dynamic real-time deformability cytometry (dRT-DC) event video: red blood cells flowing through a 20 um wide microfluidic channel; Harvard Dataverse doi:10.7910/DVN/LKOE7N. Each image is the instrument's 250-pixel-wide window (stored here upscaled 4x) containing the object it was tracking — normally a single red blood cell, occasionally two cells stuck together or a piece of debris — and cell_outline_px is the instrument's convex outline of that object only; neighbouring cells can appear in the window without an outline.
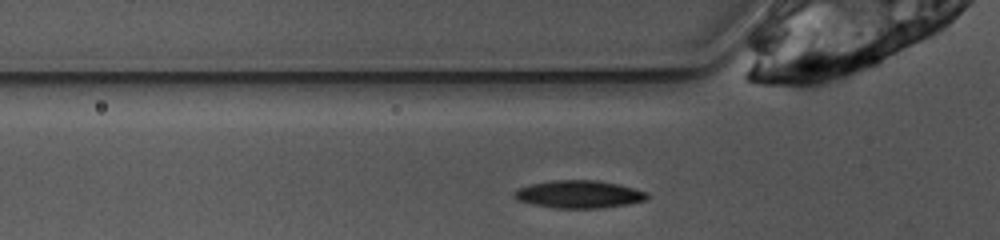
{"species": "common noctule bat (a hibernating species)", "species_latin": "Nyctalus noctula", "temperature_condition": "warm", "stored_images_in_passage": 24, "camera_frame_rate_fps": 3000, "um_per_image_px": 0.085, "animal": {"sex": "female", "body_mass_g": 10.0, "forearm_length_mm": 53.1}, "frame": {"image": 1, "passage_image": 2, "time_ms": 0.333, "image_size_px": [1000, 240], "cell_outline_px": [[648, 200], [628, 204], [604, 208], [552, 208], [532, 204], [520, 200], [512, 196], [512, 192], [516, 188], [532, 184], [552, 180], [596, 180], [616, 184], [648, 192]], "centroid_in_image_um": [49.19, 16.52], "position_along_channel_um": 76.6, "area_um2": 21.5}}
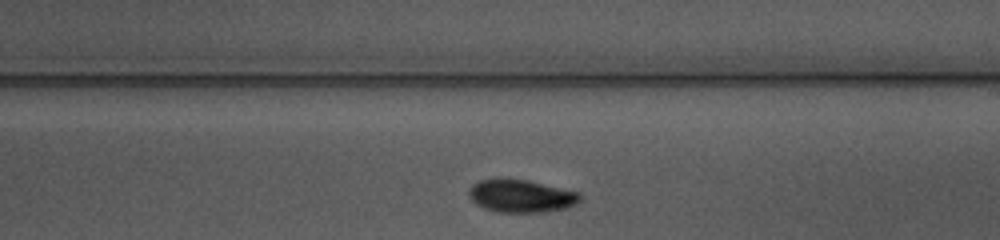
{"frame": {"image": 2, "passage_image": 15, "time_ms": 4.667, "image_size_px": [1000, 240], "cell_outline_px": [[584, 196], [580, 204], [568, 208], [540, 212], [500, 212], [484, 208], [476, 204], [468, 196], [468, 192], [472, 184], [480, 180], [528, 180], [580, 192]], "centroid_in_image_um": [44.38, 16.68], "position_along_channel_um": 244.6, "area_um2": 21.27}}
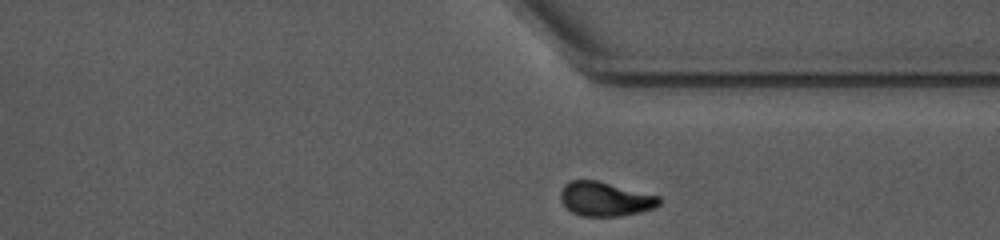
{"frame": {"image": 3, "passage_image": 24, "time_ms": 7.667, "image_size_px": [1000, 240], "cell_outline_px": [[660, 204], [652, 208], [640, 212], [620, 216], [580, 216], [572, 212], [560, 200], [560, 192], [564, 184], [572, 180], [596, 180], [660, 196]], "centroid_in_image_um": [51.42, 16.91], "position_along_channel_um": 360.0, "area_um2": 19.59}, "authors_computed_cell_mechanics": {"area_um2": 21.1259, "velocity_mm_per_s": 3.8577, "shape_relaxation_time_tau1_ms": 3.5443, "shape_relaxation_time_tau2_ms": 7.2582, "deformation_change_tau1": 0.1257, "deformation_change_tau2": 0.1013}}